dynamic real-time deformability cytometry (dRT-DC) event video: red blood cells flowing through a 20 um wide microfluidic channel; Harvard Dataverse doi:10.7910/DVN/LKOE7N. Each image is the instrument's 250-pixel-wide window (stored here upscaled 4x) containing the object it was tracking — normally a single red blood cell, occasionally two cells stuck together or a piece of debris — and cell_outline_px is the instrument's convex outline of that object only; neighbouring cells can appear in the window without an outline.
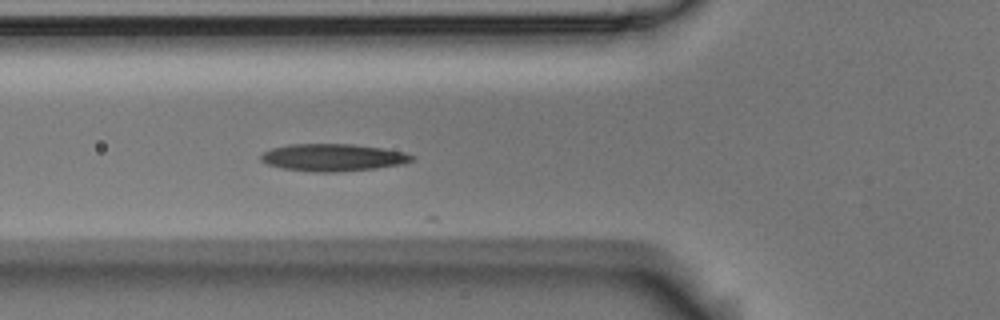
{"species": "Egyptian fruit bat (a non-hibernating species)", "species_latin": "Rousettus aegyptiacus", "temperature_condition": "room temperature", "stored_images_in_passage": 2, "camera_frame_rate_fps": 3000, "um_per_image_px": 0.085, "animal": {"sex": "male"}, "frame": {"image": 1, "passage_image": 2, "time_ms": 0.333, "image_size_px": [1000, 320], "cell_outline_px": [[416, 160], [404, 164], [376, 168], [336, 172], [316, 172], [284, 168], [268, 164], [260, 160], [260, 156], [264, 152], [272, 148], [288, 144], [352, 144], [384, 148], [404, 152], [416, 156]], "centroid_in_image_um": [28.36, 13.38], "position_along_channel_um": 97.4, "area_um2": 24.1}}